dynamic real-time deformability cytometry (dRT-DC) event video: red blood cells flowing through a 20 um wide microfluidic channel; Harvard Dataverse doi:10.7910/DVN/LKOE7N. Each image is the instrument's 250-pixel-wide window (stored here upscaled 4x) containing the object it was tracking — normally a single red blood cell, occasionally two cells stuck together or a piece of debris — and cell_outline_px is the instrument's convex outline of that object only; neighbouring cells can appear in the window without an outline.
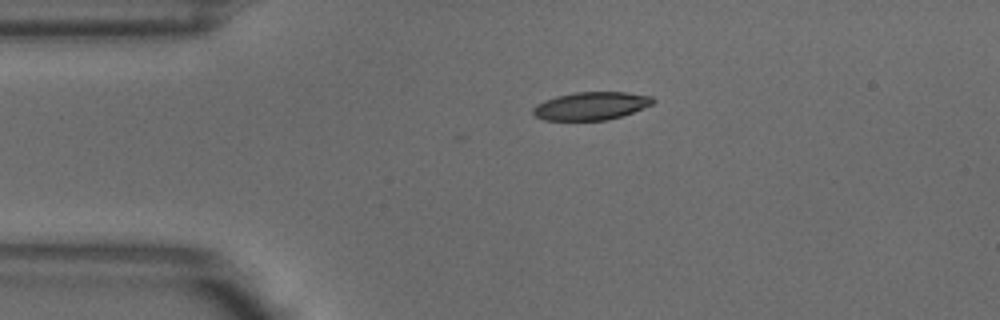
{"species": "common noctule bat (a hibernating species)", "species_latin": "Nyctalus noctula", "temperature_condition": "warm", "stored_images_in_passage": 2, "camera_frame_rate_fps": 3000, "um_per_image_px": 0.085, "animal": {"sex": "male", "body_mass_g": 18.8}, "frame": {"image": 1, "passage_image": 2, "time_ms": 0.333, "image_size_px": [1000, 320], "cell_outline_px": [[656, 100], [652, 104], [632, 112], [608, 120], [544, 120], [536, 116], [532, 112], [532, 108], [536, 104], [544, 100], [556, 96], [576, 92], [628, 92], [652, 96]], "centroid_in_image_um": [50.23, 8.99], "position_along_channel_um": 34.8, "area_um2": 19.54}}